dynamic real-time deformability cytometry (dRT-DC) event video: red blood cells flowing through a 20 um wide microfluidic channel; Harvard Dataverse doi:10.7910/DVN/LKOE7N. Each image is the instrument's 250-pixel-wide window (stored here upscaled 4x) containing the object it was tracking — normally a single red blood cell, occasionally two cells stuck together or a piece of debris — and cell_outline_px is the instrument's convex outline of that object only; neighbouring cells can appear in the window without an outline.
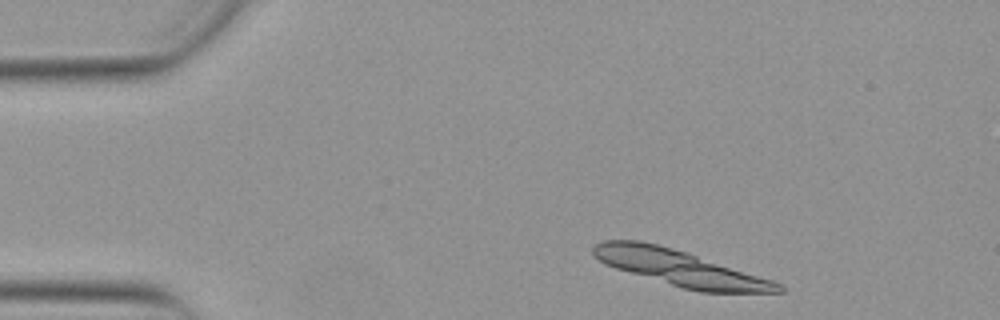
{"species": "Egyptian fruit bat (a non-hibernating species)", "species_latin": "Rousettus aegyptiacus", "temperature_condition": "warm", "stored_images_in_passage": 7, "camera_frame_rate_fps": 3000, "um_per_image_px": 0.085, "animal": {"sex": "female"}, "frame": {"image": 1, "passage_image": 1, "time_ms": 0.0, "image_size_px": [1000, 320], "cell_outline_px": [[784, 292], [700, 292], [684, 288], [616, 268], [604, 264], [592, 256], [592, 248], [596, 244], [604, 240], [640, 240], [688, 252], [784, 284]], "centroid_in_image_um": [57.8, 22.77], "position_along_channel_um": 27.2, "area_um2": 38.21}}